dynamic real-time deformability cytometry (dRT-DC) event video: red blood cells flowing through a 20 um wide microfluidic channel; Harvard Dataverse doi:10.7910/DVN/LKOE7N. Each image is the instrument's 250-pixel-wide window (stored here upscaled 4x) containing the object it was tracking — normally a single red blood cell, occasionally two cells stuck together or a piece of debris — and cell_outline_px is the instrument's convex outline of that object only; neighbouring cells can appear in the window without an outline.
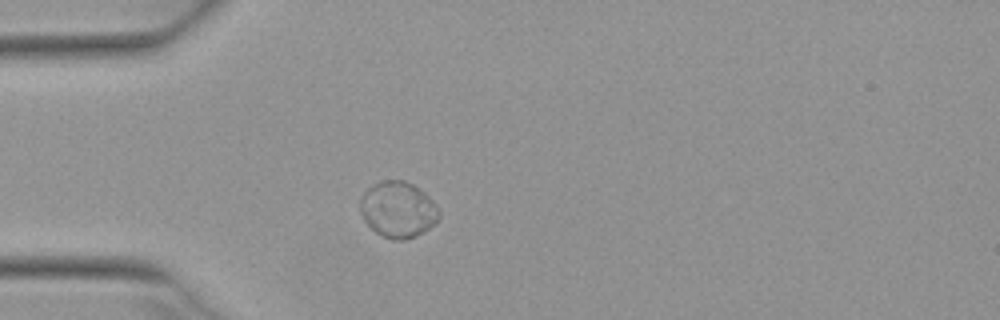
{"species": "Egyptian fruit bat (a non-hibernating species)", "species_latin": "Rousettus aegyptiacus", "temperature_condition": "warm", "stored_images_in_passage": 2, "camera_frame_rate_fps": 3000, "um_per_image_px": 0.085, "animal": {"sex": "female"}, "frame": {"image": 1, "passage_image": 1, "time_ms": 0.0, "image_size_px": [1000, 320], "cell_outline_px": [[440, 216], [428, 228], [416, 236], [404, 240], [392, 240], [380, 236], [364, 220], [360, 212], [360, 200], [364, 192], [368, 188], [384, 180], [404, 180], [412, 184], [424, 192], [436, 204], [440, 212]], "centroid_in_image_um": [33.82, 17.82], "position_along_channel_um": 51.2, "area_um2": 25.61}}